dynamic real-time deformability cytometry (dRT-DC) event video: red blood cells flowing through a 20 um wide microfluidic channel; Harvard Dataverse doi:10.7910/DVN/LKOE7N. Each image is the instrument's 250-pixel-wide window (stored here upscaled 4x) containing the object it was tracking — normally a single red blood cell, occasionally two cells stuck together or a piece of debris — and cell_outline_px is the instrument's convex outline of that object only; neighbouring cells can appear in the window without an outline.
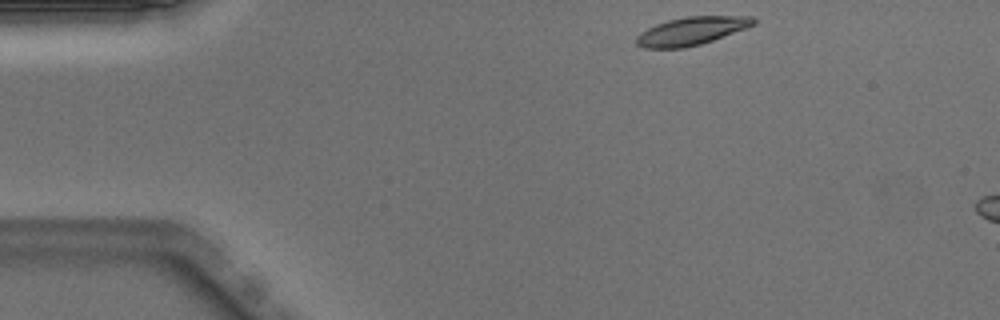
{"species": "Egyptian fruit bat (a non-hibernating species)", "species_latin": "Rousettus aegyptiacus", "temperature_condition": "warm", "stored_images_in_passage": 5, "segment_of_instrument_passage": [1, 2], "camera_frame_rate_fps": 3000, "um_per_image_px": 0.085, "animal": {"sex": "male"}, "frame": {"image": 1, "passage_image": 1, "time_ms": 0.0, "image_size_px": [1000, 320], "cell_outline_px": [[756, 24], [712, 40], [700, 44], [684, 48], [644, 48], [636, 44], [636, 36], [640, 32], [656, 24], [668, 20], [688, 16], [752, 16], [756, 20]], "centroid_in_image_um": [58.75, 2.63], "position_along_channel_um": 26.2, "area_um2": 19.02}}